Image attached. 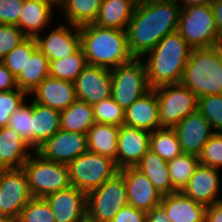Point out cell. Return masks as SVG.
I'll use <instances>...</instances> for the list:
<instances>
[{"instance_id": "cell-1", "label": "cell", "mask_w": 222, "mask_h": 222, "mask_svg": "<svg viewBox=\"0 0 222 222\" xmlns=\"http://www.w3.org/2000/svg\"><path fill=\"white\" fill-rule=\"evenodd\" d=\"M180 10L175 0L138 1L126 30L130 54L141 58L162 38L176 31Z\"/></svg>"}, {"instance_id": "cell-2", "label": "cell", "mask_w": 222, "mask_h": 222, "mask_svg": "<svg viewBox=\"0 0 222 222\" xmlns=\"http://www.w3.org/2000/svg\"><path fill=\"white\" fill-rule=\"evenodd\" d=\"M87 63L113 69L134 57L128 49L126 30L103 28L94 23L79 26Z\"/></svg>"}, {"instance_id": "cell-3", "label": "cell", "mask_w": 222, "mask_h": 222, "mask_svg": "<svg viewBox=\"0 0 222 222\" xmlns=\"http://www.w3.org/2000/svg\"><path fill=\"white\" fill-rule=\"evenodd\" d=\"M192 48L176 30L162 38L147 54L145 63L150 88L180 83Z\"/></svg>"}, {"instance_id": "cell-4", "label": "cell", "mask_w": 222, "mask_h": 222, "mask_svg": "<svg viewBox=\"0 0 222 222\" xmlns=\"http://www.w3.org/2000/svg\"><path fill=\"white\" fill-rule=\"evenodd\" d=\"M180 83L197 98L222 94V61L215 47L192 49Z\"/></svg>"}, {"instance_id": "cell-5", "label": "cell", "mask_w": 222, "mask_h": 222, "mask_svg": "<svg viewBox=\"0 0 222 222\" xmlns=\"http://www.w3.org/2000/svg\"><path fill=\"white\" fill-rule=\"evenodd\" d=\"M177 31L192 49L215 47L221 40L211 5L181 8Z\"/></svg>"}, {"instance_id": "cell-6", "label": "cell", "mask_w": 222, "mask_h": 222, "mask_svg": "<svg viewBox=\"0 0 222 222\" xmlns=\"http://www.w3.org/2000/svg\"><path fill=\"white\" fill-rule=\"evenodd\" d=\"M68 169L70 184L85 194L98 188L119 172L115 160L88 150L70 162Z\"/></svg>"}, {"instance_id": "cell-7", "label": "cell", "mask_w": 222, "mask_h": 222, "mask_svg": "<svg viewBox=\"0 0 222 222\" xmlns=\"http://www.w3.org/2000/svg\"><path fill=\"white\" fill-rule=\"evenodd\" d=\"M22 169L26 173L32 197L45 198L71 185L68 165L48 161L35 151Z\"/></svg>"}, {"instance_id": "cell-8", "label": "cell", "mask_w": 222, "mask_h": 222, "mask_svg": "<svg viewBox=\"0 0 222 222\" xmlns=\"http://www.w3.org/2000/svg\"><path fill=\"white\" fill-rule=\"evenodd\" d=\"M110 71L111 97L124 110L151 89L147 81L146 65L141 58H133Z\"/></svg>"}, {"instance_id": "cell-9", "label": "cell", "mask_w": 222, "mask_h": 222, "mask_svg": "<svg viewBox=\"0 0 222 222\" xmlns=\"http://www.w3.org/2000/svg\"><path fill=\"white\" fill-rule=\"evenodd\" d=\"M87 219L91 222H111L128 205L123 177L117 173L98 188L86 194Z\"/></svg>"}, {"instance_id": "cell-10", "label": "cell", "mask_w": 222, "mask_h": 222, "mask_svg": "<svg viewBox=\"0 0 222 222\" xmlns=\"http://www.w3.org/2000/svg\"><path fill=\"white\" fill-rule=\"evenodd\" d=\"M154 90L158 98L161 128H174L197 110V96L181 83L158 86Z\"/></svg>"}, {"instance_id": "cell-11", "label": "cell", "mask_w": 222, "mask_h": 222, "mask_svg": "<svg viewBox=\"0 0 222 222\" xmlns=\"http://www.w3.org/2000/svg\"><path fill=\"white\" fill-rule=\"evenodd\" d=\"M32 198L22 168L0 170V213L4 218L15 222Z\"/></svg>"}, {"instance_id": "cell-12", "label": "cell", "mask_w": 222, "mask_h": 222, "mask_svg": "<svg viewBox=\"0 0 222 222\" xmlns=\"http://www.w3.org/2000/svg\"><path fill=\"white\" fill-rule=\"evenodd\" d=\"M87 150L86 134L59 129L35 152L48 161L68 165Z\"/></svg>"}, {"instance_id": "cell-13", "label": "cell", "mask_w": 222, "mask_h": 222, "mask_svg": "<svg viewBox=\"0 0 222 222\" xmlns=\"http://www.w3.org/2000/svg\"><path fill=\"white\" fill-rule=\"evenodd\" d=\"M77 100L94 105L112 94L110 69L87 65L75 80Z\"/></svg>"}, {"instance_id": "cell-14", "label": "cell", "mask_w": 222, "mask_h": 222, "mask_svg": "<svg viewBox=\"0 0 222 222\" xmlns=\"http://www.w3.org/2000/svg\"><path fill=\"white\" fill-rule=\"evenodd\" d=\"M182 153L199 156L204 145L215 133L209 121L195 110L183 118L174 128Z\"/></svg>"}, {"instance_id": "cell-15", "label": "cell", "mask_w": 222, "mask_h": 222, "mask_svg": "<svg viewBox=\"0 0 222 222\" xmlns=\"http://www.w3.org/2000/svg\"><path fill=\"white\" fill-rule=\"evenodd\" d=\"M56 222H83L87 219L86 194L70 185L45 197Z\"/></svg>"}, {"instance_id": "cell-16", "label": "cell", "mask_w": 222, "mask_h": 222, "mask_svg": "<svg viewBox=\"0 0 222 222\" xmlns=\"http://www.w3.org/2000/svg\"><path fill=\"white\" fill-rule=\"evenodd\" d=\"M124 179L128 205L145 212L159 205L162 195L147 176L135 167H127L118 172Z\"/></svg>"}, {"instance_id": "cell-17", "label": "cell", "mask_w": 222, "mask_h": 222, "mask_svg": "<svg viewBox=\"0 0 222 222\" xmlns=\"http://www.w3.org/2000/svg\"><path fill=\"white\" fill-rule=\"evenodd\" d=\"M117 143L118 169L135 167L150 150V132L122 125L119 127Z\"/></svg>"}, {"instance_id": "cell-18", "label": "cell", "mask_w": 222, "mask_h": 222, "mask_svg": "<svg viewBox=\"0 0 222 222\" xmlns=\"http://www.w3.org/2000/svg\"><path fill=\"white\" fill-rule=\"evenodd\" d=\"M71 27V29L75 28V33L67 26L61 25L51 31L46 38L40 37V34L35 38L38 49L49 61L63 59L81 47L79 26L72 25Z\"/></svg>"}, {"instance_id": "cell-19", "label": "cell", "mask_w": 222, "mask_h": 222, "mask_svg": "<svg viewBox=\"0 0 222 222\" xmlns=\"http://www.w3.org/2000/svg\"><path fill=\"white\" fill-rule=\"evenodd\" d=\"M35 93L34 102L63 111L77 100L75 83L46 77L31 92Z\"/></svg>"}, {"instance_id": "cell-20", "label": "cell", "mask_w": 222, "mask_h": 222, "mask_svg": "<svg viewBox=\"0 0 222 222\" xmlns=\"http://www.w3.org/2000/svg\"><path fill=\"white\" fill-rule=\"evenodd\" d=\"M218 173V169L199 163L182 192L205 206L221 201L217 198L220 189Z\"/></svg>"}, {"instance_id": "cell-21", "label": "cell", "mask_w": 222, "mask_h": 222, "mask_svg": "<svg viewBox=\"0 0 222 222\" xmlns=\"http://www.w3.org/2000/svg\"><path fill=\"white\" fill-rule=\"evenodd\" d=\"M124 125L146 130L150 133L161 128L158 98L153 88L125 110Z\"/></svg>"}, {"instance_id": "cell-22", "label": "cell", "mask_w": 222, "mask_h": 222, "mask_svg": "<svg viewBox=\"0 0 222 222\" xmlns=\"http://www.w3.org/2000/svg\"><path fill=\"white\" fill-rule=\"evenodd\" d=\"M160 205L170 222H204L206 206L194 201L182 191L163 195Z\"/></svg>"}, {"instance_id": "cell-23", "label": "cell", "mask_w": 222, "mask_h": 222, "mask_svg": "<svg viewBox=\"0 0 222 222\" xmlns=\"http://www.w3.org/2000/svg\"><path fill=\"white\" fill-rule=\"evenodd\" d=\"M32 148L12 128L5 126L0 128V168L20 169L26 163L31 154L27 152Z\"/></svg>"}, {"instance_id": "cell-24", "label": "cell", "mask_w": 222, "mask_h": 222, "mask_svg": "<svg viewBox=\"0 0 222 222\" xmlns=\"http://www.w3.org/2000/svg\"><path fill=\"white\" fill-rule=\"evenodd\" d=\"M137 3L138 0H103L94 24L103 28L127 30Z\"/></svg>"}, {"instance_id": "cell-25", "label": "cell", "mask_w": 222, "mask_h": 222, "mask_svg": "<svg viewBox=\"0 0 222 222\" xmlns=\"http://www.w3.org/2000/svg\"><path fill=\"white\" fill-rule=\"evenodd\" d=\"M53 5L44 0H24L18 27L27 37L36 38L51 20Z\"/></svg>"}, {"instance_id": "cell-26", "label": "cell", "mask_w": 222, "mask_h": 222, "mask_svg": "<svg viewBox=\"0 0 222 222\" xmlns=\"http://www.w3.org/2000/svg\"><path fill=\"white\" fill-rule=\"evenodd\" d=\"M118 133L119 126L95 122L86 133L88 151L110 157L117 165Z\"/></svg>"}, {"instance_id": "cell-27", "label": "cell", "mask_w": 222, "mask_h": 222, "mask_svg": "<svg viewBox=\"0 0 222 222\" xmlns=\"http://www.w3.org/2000/svg\"><path fill=\"white\" fill-rule=\"evenodd\" d=\"M135 168L147 176L162 196L177 191L172 185L167 162L152 150L141 158Z\"/></svg>"}, {"instance_id": "cell-28", "label": "cell", "mask_w": 222, "mask_h": 222, "mask_svg": "<svg viewBox=\"0 0 222 222\" xmlns=\"http://www.w3.org/2000/svg\"><path fill=\"white\" fill-rule=\"evenodd\" d=\"M61 111L33 101V147L36 150L60 129Z\"/></svg>"}, {"instance_id": "cell-29", "label": "cell", "mask_w": 222, "mask_h": 222, "mask_svg": "<svg viewBox=\"0 0 222 222\" xmlns=\"http://www.w3.org/2000/svg\"><path fill=\"white\" fill-rule=\"evenodd\" d=\"M48 76H50V62L37 48L30 59H27L24 69L16 76V81L19 89L30 95Z\"/></svg>"}, {"instance_id": "cell-30", "label": "cell", "mask_w": 222, "mask_h": 222, "mask_svg": "<svg viewBox=\"0 0 222 222\" xmlns=\"http://www.w3.org/2000/svg\"><path fill=\"white\" fill-rule=\"evenodd\" d=\"M95 123L92 105L76 100L61 111L60 129L86 134Z\"/></svg>"}, {"instance_id": "cell-31", "label": "cell", "mask_w": 222, "mask_h": 222, "mask_svg": "<svg viewBox=\"0 0 222 222\" xmlns=\"http://www.w3.org/2000/svg\"><path fill=\"white\" fill-rule=\"evenodd\" d=\"M103 0H64L61 8L65 11L68 25L82 26L94 23Z\"/></svg>"}, {"instance_id": "cell-32", "label": "cell", "mask_w": 222, "mask_h": 222, "mask_svg": "<svg viewBox=\"0 0 222 222\" xmlns=\"http://www.w3.org/2000/svg\"><path fill=\"white\" fill-rule=\"evenodd\" d=\"M150 150L166 162L182 154L178 136L173 128H159L151 132Z\"/></svg>"}, {"instance_id": "cell-33", "label": "cell", "mask_w": 222, "mask_h": 222, "mask_svg": "<svg viewBox=\"0 0 222 222\" xmlns=\"http://www.w3.org/2000/svg\"><path fill=\"white\" fill-rule=\"evenodd\" d=\"M50 62V76L75 82L77 76L88 65L82 46L73 54Z\"/></svg>"}, {"instance_id": "cell-34", "label": "cell", "mask_w": 222, "mask_h": 222, "mask_svg": "<svg viewBox=\"0 0 222 222\" xmlns=\"http://www.w3.org/2000/svg\"><path fill=\"white\" fill-rule=\"evenodd\" d=\"M199 163L197 156L184 153L167 162L172 185L177 191L184 189Z\"/></svg>"}, {"instance_id": "cell-35", "label": "cell", "mask_w": 222, "mask_h": 222, "mask_svg": "<svg viewBox=\"0 0 222 222\" xmlns=\"http://www.w3.org/2000/svg\"><path fill=\"white\" fill-rule=\"evenodd\" d=\"M38 48L36 39L27 37L17 47L10 51L2 60L6 68L16 77L30 59L32 53Z\"/></svg>"}, {"instance_id": "cell-36", "label": "cell", "mask_w": 222, "mask_h": 222, "mask_svg": "<svg viewBox=\"0 0 222 222\" xmlns=\"http://www.w3.org/2000/svg\"><path fill=\"white\" fill-rule=\"evenodd\" d=\"M33 101L30 105L23 103L9 118L8 127L14 129L33 149Z\"/></svg>"}, {"instance_id": "cell-37", "label": "cell", "mask_w": 222, "mask_h": 222, "mask_svg": "<svg viewBox=\"0 0 222 222\" xmlns=\"http://www.w3.org/2000/svg\"><path fill=\"white\" fill-rule=\"evenodd\" d=\"M94 120L100 124L124 125L125 110L112 97L92 105Z\"/></svg>"}, {"instance_id": "cell-38", "label": "cell", "mask_w": 222, "mask_h": 222, "mask_svg": "<svg viewBox=\"0 0 222 222\" xmlns=\"http://www.w3.org/2000/svg\"><path fill=\"white\" fill-rule=\"evenodd\" d=\"M15 222H56V220L46 199L33 197Z\"/></svg>"}, {"instance_id": "cell-39", "label": "cell", "mask_w": 222, "mask_h": 222, "mask_svg": "<svg viewBox=\"0 0 222 222\" xmlns=\"http://www.w3.org/2000/svg\"><path fill=\"white\" fill-rule=\"evenodd\" d=\"M197 110L209 121L215 132L222 133V94L198 98Z\"/></svg>"}, {"instance_id": "cell-40", "label": "cell", "mask_w": 222, "mask_h": 222, "mask_svg": "<svg viewBox=\"0 0 222 222\" xmlns=\"http://www.w3.org/2000/svg\"><path fill=\"white\" fill-rule=\"evenodd\" d=\"M26 95L20 89L0 91V128L8 125L10 116L24 103Z\"/></svg>"}, {"instance_id": "cell-41", "label": "cell", "mask_w": 222, "mask_h": 222, "mask_svg": "<svg viewBox=\"0 0 222 222\" xmlns=\"http://www.w3.org/2000/svg\"><path fill=\"white\" fill-rule=\"evenodd\" d=\"M200 164L221 168L222 166V133L215 132L204 145L198 156Z\"/></svg>"}, {"instance_id": "cell-42", "label": "cell", "mask_w": 222, "mask_h": 222, "mask_svg": "<svg viewBox=\"0 0 222 222\" xmlns=\"http://www.w3.org/2000/svg\"><path fill=\"white\" fill-rule=\"evenodd\" d=\"M26 38L17 25L0 24V61Z\"/></svg>"}, {"instance_id": "cell-43", "label": "cell", "mask_w": 222, "mask_h": 222, "mask_svg": "<svg viewBox=\"0 0 222 222\" xmlns=\"http://www.w3.org/2000/svg\"><path fill=\"white\" fill-rule=\"evenodd\" d=\"M24 0H0V24L18 25Z\"/></svg>"}, {"instance_id": "cell-44", "label": "cell", "mask_w": 222, "mask_h": 222, "mask_svg": "<svg viewBox=\"0 0 222 222\" xmlns=\"http://www.w3.org/2000/svg\"><path fill=\"white\" fill-rule=\"evenodd\" d=\"M111 222H146V212L127 205L120 209Z\"/></svg>"}, {"instance_id": "cell-45", "label": "cell", "mask_w": 222, "mask_h": 222, "mask_svg": "<svg viewBox=\"0 0 222 222\" xmlns=\"http://www.w3.org/2000/svg\"><path fill=\"white\" fill-rule=\"evenodd\" d=\"M19 89L16 77L0 61V91Z\"/></svg>"}, {"instance_id": "cell-46", "label": "cell", "mask_w": 222, "mask_h": 222, "mask_svg": "<svg viewBox=\"0 0 222 222\" xmlns=\"http://www.w3.org/2000/svg\"><path fill=\"white\" fill-rule=\"evenodd\" d=\"M204 222H222V200L206 206Z\"/></svg>"}, {"instance_id": "cell-47", "label": "cell", "mask_w": 222, "mask_h": 222, "mask_svg": "<svg viewBox=\"0 0 222 222\" xmlns=\"http://www.w3.org/2000/svg\"><path fill=\"white\" fill-rule=\"evenodd\" d=\"M146 222H170L164 208L159 204L146 212Z\"/></svg>"}, {"instance_id": "cell-48", "label": "cell", "mask_w": 222, "mask_h": 222, "mask_svg": "<svg viewBox=\"0 0 222 222\" xmlns=\"http://www.w3.org/2000/svg\"><path fill=\"white\" fill-rule=\"evenodd\" d=\"M211 7L214 13L218 35L219 38L222 40V0H214L211 3Z\"/></svg>"}, {"instance_id": "cell-49", "label": "cell", "mask_w": 222, "mask_h": 222, "mask_svg": "<svg viewBox=\"0 0 222 222\" xmlns=\"http://www.w3.org/2000/svg\"><path fill=\"white\" fill-rule=\"evenodd\" d=\"M177 2V0H175ZM183 1L180 7L181 8H186L188 6H193V5H211V3L214 0H181Z\"/></svg>"}, {"instance_id": "cell-50", "label": "cell", "mask_w": 222, "mask_h": 222, "mask_svg": "<svg viewBox=\"0 0 222 222\" xmlns=\"http://www.w3.org/2000/svg\"><path fill=\"white\" fill-rule=\"evenodd\" d=\"M215 49L218 51L221 61H222V40L215 46Z\"/></svg>"}, {"instance_id": "cell-51", "label": "cell", "mask_w": 222, "mask_h": 222, "mask_svg": "<svg viewBox=\"0 0 222 222\" xmlns=\"http://www.w3.org/2000/svg\"><path fill=\"white\" fill-rule=\"evenodd\" d=\"M44 1H47V2H49V3L52 4V5L55 4L56 6H57V5H58V6H59V5L61 6L64 0H44Z\"/></svg>"}, {"instance_id": "cell-52", "label": "cell", "mask_w": 222, "mask_h": 222, "mask_svg": "<svg viewBox=\"0 0 222 222\" xmlns=\"http://www.w3.org/2000/svg\"><path fill=\"white\" fill-rule=\"evenodd\" d=\"M0 222H14V221L4 218V219H0Z\"/></svg>"}, {"instance_id": "cell-53", "label": "cell", "mask_w": 222, "mask_h": 222, "mask_svg": "<svg viewBox=\"0 0 222 222\" xmlns=\"http://www.w3.org/2000/svg\"><path fill=\"white\" fill-rule=\"evenodd\" d=\"M83 222H91L90 220H88V219H85Z\"/></svg>"}]
</instances>
